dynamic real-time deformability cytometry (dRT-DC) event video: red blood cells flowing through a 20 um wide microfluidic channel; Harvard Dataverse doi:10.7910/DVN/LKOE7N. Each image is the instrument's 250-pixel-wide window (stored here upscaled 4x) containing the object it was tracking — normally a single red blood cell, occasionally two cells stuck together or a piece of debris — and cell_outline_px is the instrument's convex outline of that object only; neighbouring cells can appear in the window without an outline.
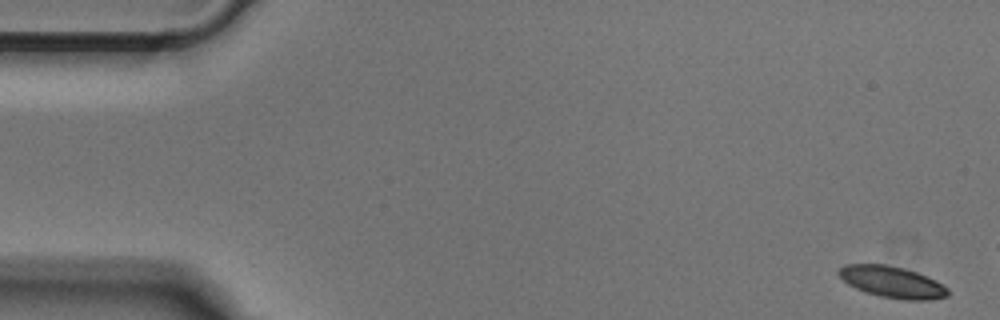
{"species": "Egyptian fruit bat (a non-hibernating species)", "species_latin": "Rousettus aegyptiacus", "temperature_condition": "cold", "stored_images_in_passage": 11, "camera_frame_rate_fps": 3000, "um_per_image_px": 0.085, "animal": {"sex": "male"}, "frame": {"image": 1, "passage_image": 1, "time_ms": 0.0, "image_size_px": [1000, 320], "cell_outline_px": [[948, 296], [932, 300], [904, 300], [880, 296], [856, 288], [848, 284], [836, 272], [844, 264], [884, 264], [904, 268], [916, 272], [936, 280], [948, 288]], "centroid_in_image_um": [75.85, 23.97], "position_along_channel_um": 9.1, "area_um2": 19.94}}